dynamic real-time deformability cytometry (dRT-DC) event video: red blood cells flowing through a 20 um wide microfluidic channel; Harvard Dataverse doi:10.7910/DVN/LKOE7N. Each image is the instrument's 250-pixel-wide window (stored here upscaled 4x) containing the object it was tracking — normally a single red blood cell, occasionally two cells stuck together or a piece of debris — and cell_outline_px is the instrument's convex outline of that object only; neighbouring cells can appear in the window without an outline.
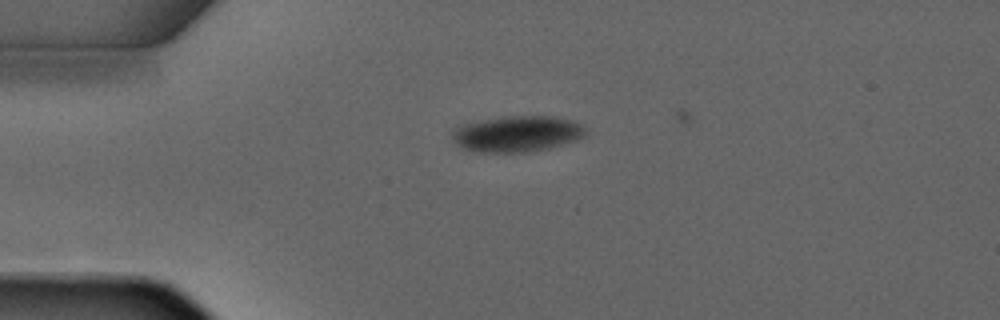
{"species": "common noctule bat (a hibernating species)", "species_latin": "Nyctalus noctula", "temperature_condition": "warm", "stored_images_in_passage": 2, "camera_frame_rate_fps": 3000, "um_per_image_px": 0.085, "animal": {"sex": "male", "forearm_length_mm": 52.5}, "frame": {"image": 1, "passage_image": 2, "time_ms": 1.0, "image_size_px": [1000, 320], "cell_outline_px": [[588, 136], [576, 140], [548, 148], [528, 152], [476, 152], [464, 148], [456, 144], [452, 140], [452, 128], [464, 124], [504, 116], [560, 116], [572, 120], [580, 124], [584, 128]], "centroid_in_image_um": [43.97, 11.37], "position_along_channel_um": 41.0, "area_um2": 28.15}}